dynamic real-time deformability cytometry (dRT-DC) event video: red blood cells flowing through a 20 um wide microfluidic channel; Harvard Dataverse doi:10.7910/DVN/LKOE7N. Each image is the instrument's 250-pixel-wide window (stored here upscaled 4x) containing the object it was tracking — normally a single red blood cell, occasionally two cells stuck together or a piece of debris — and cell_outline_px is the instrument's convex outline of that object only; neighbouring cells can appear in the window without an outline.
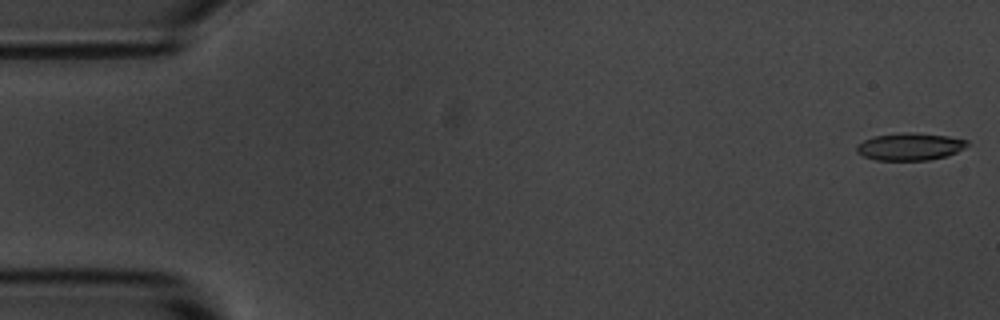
{"species": "common noctule bat (a hibernating species)", "species_latin": "Nyctalus noctula", "temperature_condition": "room temperature", "stored_images_in_passage": 5, "camera_frame_rate_fps": 3000, "um_per_image_px": 0.085, "animal": {"sex": "male", "body_mass_g": 20.1, "forearm_length_mm": 53.5}, "frame": {"image": 1, "passage_image": 1, "time_ms": 0.0, "image_size_px": [1000, 320], "cell_outline_px": [[968, 144], [964, 148], [948, 156], [928, 160], [876, 160], [864, 156], [856, 152], [856, 148], [864, 140], [876, 136], [900, 132], [916, 132], [948, 136], [968, 140]], "centroid_in_image_um": [77.37, 12.46], "position_along_channel_um": 7.6, "area_um2": 17.63}}
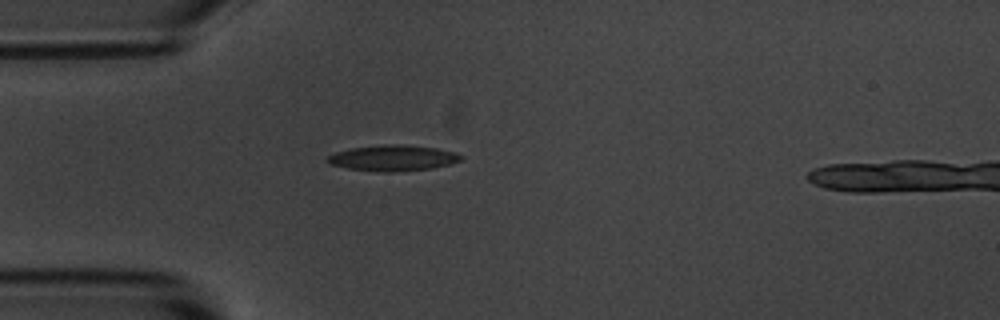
{"frame": {"image": 2, "passage_image": 5, "time_ms": 4.667, "image_size_px": [1000, 320], "cell_outline_px": [[464, 156], [460, 160], [448, 164], [432, 168], [392, 172], [384, 172], [348, 168], [332, 164], [324, 160], [328, 156], [336, 152], [348, 148], [384, 144], [404, 144], [436, 148], [456, 152]], "centroid_in_image_um": [33.39, 13.41], "position_along_channel_um": 51.6, "area_um2": 20.06}}